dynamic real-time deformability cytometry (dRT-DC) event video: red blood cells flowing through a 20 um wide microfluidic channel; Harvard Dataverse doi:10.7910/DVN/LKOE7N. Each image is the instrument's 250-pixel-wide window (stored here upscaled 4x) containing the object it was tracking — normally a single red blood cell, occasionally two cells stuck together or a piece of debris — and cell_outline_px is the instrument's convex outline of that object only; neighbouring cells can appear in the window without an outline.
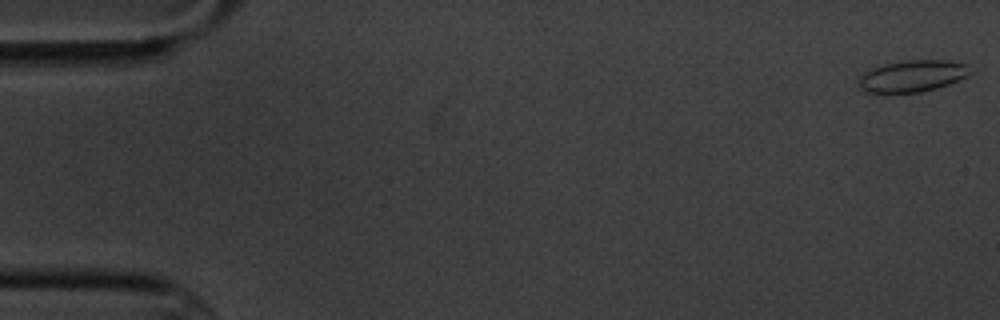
{"species": "common noctule bat (a hibernating species)", "species_latin": "Nyctalus noctula", "temperature_condition": "cold", "stored_images_in_passage": 4, "camera_frame_rate_fps": 3000, "um_per_image_px": 0.085, "animal": {"sex": "male", "body_mass_g": 20.1, "forearm_length_mm": 53.5}, "frame": {"image": 1, "passage_image": 1, "time_ms": 0.0, "image_size_px": [1000, 320], "cell_outline_px": [[972, 72], [968, 76], [948, 84], [936, 88], [920, 92], [864, 92], [856, 84], [856, 80], [864, 72], [872, 68], [884, 64], [908, 60], [944, 60], [968, 64]], "centroid_in_image_um": [77.53, 6.46], "position_along_channel_um": 7.5, "area_um2": 20.63}}